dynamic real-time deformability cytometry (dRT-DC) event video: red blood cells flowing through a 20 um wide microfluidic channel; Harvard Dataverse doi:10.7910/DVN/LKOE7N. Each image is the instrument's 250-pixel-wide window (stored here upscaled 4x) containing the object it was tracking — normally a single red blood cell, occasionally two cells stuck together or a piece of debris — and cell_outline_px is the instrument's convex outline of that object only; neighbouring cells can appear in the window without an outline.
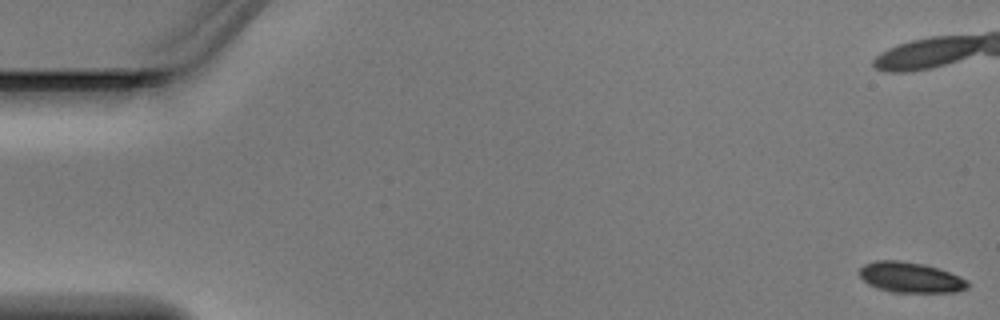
{"species": "Egyptian fruit bat (a non-hibernating species)", "species_latin": "Rousettus aegyptiacus", "temperature_condition": "warm", "stored_images_in_passage": 7, "camera_frame_rate_fps": 3000, "um_per_image_px": 0.085, "animal": {"sex": "male"}, "frame": {"image": 1, "passage_image": 1, "time_ms": 0.0, "image_size_px": [1000, 320], "cell_outline_px": [[968, 288], [956, 292], [892, 292], [868, 284], [856, 272], [864, 264], [876, 260], [900, 260], [924, 264], [940, 268], [960, 276], [968, 280]], "centroid_in_image_um": [77.4, 23.57], "position_along_channel_um": 7.6, "area_um2": 19.36}}